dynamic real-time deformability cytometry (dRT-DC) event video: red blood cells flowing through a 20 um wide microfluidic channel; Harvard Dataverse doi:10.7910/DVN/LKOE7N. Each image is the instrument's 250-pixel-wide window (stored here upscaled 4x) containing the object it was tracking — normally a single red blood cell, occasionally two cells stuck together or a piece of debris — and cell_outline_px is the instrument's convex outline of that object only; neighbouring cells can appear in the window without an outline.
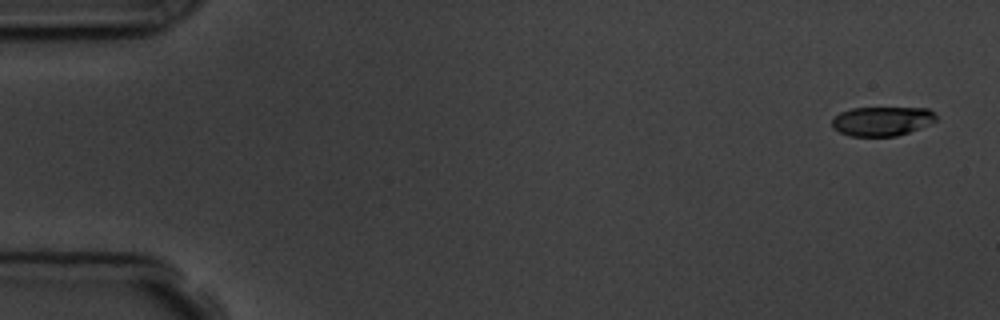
{"species": "common noctule bat (a hibernating species)", "species_latin": "Nyctalus noctula", "temperature_condition": "room temperature", "stored_images_in_passage": 4, "camera_frame_rate_fps": 3000, "um_per_image_px": 0.085, "animal": {"sex": "male", "body_mass_g": 19.5, "forearm_length_mm": 54.6}, "frame": {"image": 1, "passage_image": 1, "time_ms": 0.0, "image_size_px": [1000, 320], "cell_outline_px": [[936, 120], [920, 128], [896, 136], [852, 136], [840, 132], [832, 128], [832, 120], [840, 112], [852, 108], [928, 108], [936, 116]], "centroid_in_image_um": [74.95, 10.3], "position_along_channel_um": 10.1, "area_um2": 17.57}}
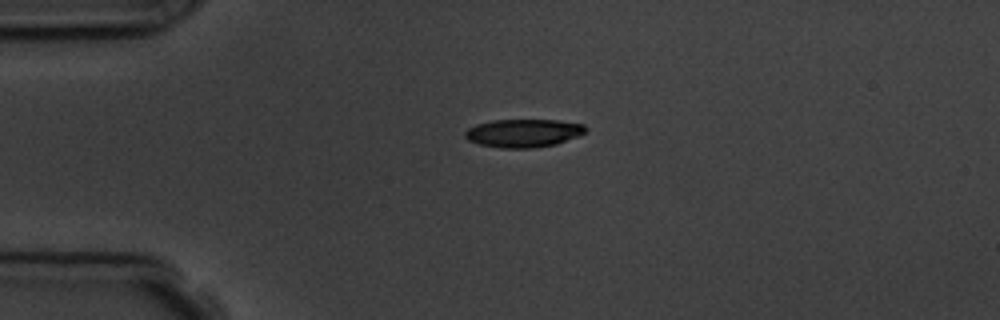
{"frame": {"image": 2, "passage_image": 4, "time_ms": 3.667, "image_size_px": [1000, 320], "cell_outline_px": [[588, 128], [584, 132], [576, 136], [556, 144], [532, 148], [500, 148], [480, 144], [468, 140], [464, 136], [464, 132], [468, 128], [476, 124], [492, 120], [556, 120], [584, 124]], "centroid_in_image_um": [44.46, 11.31], "position_along_channel_um": 40.5, "area_um2": 19.71}}